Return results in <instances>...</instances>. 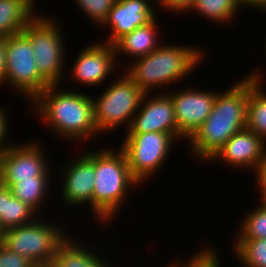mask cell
Wrapping results in <instances>:
<instances>
[{
  "mask_svg": "<svg viewBox=\"0 0 266 267\" xmlns=\"http://www.w3.org/2000/svg\"><path fill=\"white\" fill-rule=\"evenodd\" d=\"M8 114H6V110L0 106V148L4 151L6 148H8L9 146H11L10 144H6L4 143V141L7 139L6 138V134H7V130H8V119L7 116ZM6 144V145H3Z\"/></svg>",
  "mask_w": 266,
  "mask_h": 267,
  "instance_id": "obj_30",
  "label": "cell"
},
{
  "mask_svg": "<svg viewBox=\"0 0 266 267\" xmlns=\"http://www.w3.org/2000/svg\"><path fill=\"white\" fill-rule=\"evenodd\" d=\"M242 6H252L266 10V0H237Z\"/></svg>",
  "mask_w": 266,
  "mask_h": 267,
  "instance_id": "obj_33",
  "label": "cell"
},
{
  "mask_svg": "<svg viewBox=\"0 0 266 267\" xmlns=\"http://www.w3.org/2000/svg\"><path fill=\"white\" fill-rule=\"evenodd\" d=\"M3 232L4 231L0 227V244H2V241H3Z\"/></svg>",
  "mask_w": 266,
  "mask_h": 267,
  "instance_id": "obj_36",
  "label": "cell"
},
{
  "mask_svg": "<svg viewBox=\"0 0 266 267\" xmlns=\"http://www.w3.org/2000/svg\"><path fill=\"white\" fill-rule=\"evenodd\" d=\"M58 26L50 17L36 15L23 30L31 41L39 74L50 85L60 83L65 68V45Z\"/></svg>",
  "mask_w": 266,
  "mask_h": 267,
  "instance_id": "obj_8",
  "label": "cell"
},
{
  "mask_svg": "<svg viewBox=\"0 0 266 267\" xmlns=\"http://www.w3.org/2000/svg\"><path fill=\"white\" fill-rule=\"evenodd\" d=\"M26 3H28L33 9H34V0H24Z\"/></svg>",
  "mask_w": 266,
  "mask_h": 267,
  "instance_id": "obj_35",
  "label": "cell"
},
{
  "mask_svg": "<svg viewBox=\"0 0 266 267\" xmlns=\"http://www.w3.org/2000/svg\"><path fill=\"white\" fill-rule=\"evenodd\" d=\"M81 156V157H80ZM79 158L70 162L63 172L65 177L62 187V199L67 205L79 206L90 204L92 208V196L95 182L94 151L85 152Z\"/></svg>",
  "mask_w": 266,
  "mask_h": 267,
  "instance_id": "obj_13",
  "label": "cell"
},
{
  "mask_svg": "<svg viewBox=\"0 0 266 267\" xmlns=\"http://www.w3.org/2000/svg\"><path fill=\"white\" fill-rule=\"evenodd\" d=\"M0 267H37L26 257L10 251L0 244Z\"/></svg>",
  "mask_w": 266,
  "mask_h": 267,
  "instance_id": "obj_28",
  "label": "cell"
},
{
  "mask_svg": "<svg viewBox=\"0 0 266 267\" xmlns=\"http://www.w3.org/2000/svg\"><path fill=\"white\" fill-rule=\"evenodd\" d=\"M259 71L250 75V91L247 103L246 129L266 142V93L261 86Z\"/></svg>",
  "mask_w": 266,
  "mask_h": 267,
  "instance_id": "obj_18",
  "label": "cell"
},
{
  "mask_svg": "<svg viewBox=\"0 0 266 267\" xmlns=\"http://www.w3.org/2000/svg\"><path fill=\"white\" fill-rule=\"evenodd\" d=\"M58 87V84L49 85L32 100L38 117L64 139L80 141L97 135L93 96L74 90L58 91Z\"/></svg>",
  "mask_w": 266,
  "mask_h": 267,
  "instance_id": "obj_2",
  "label": "cell"
},
{
  "mask_svg": "<svg viewBox=\"0 0 266 267\" xmlns=\"http://www.w3.org/2000/svg\"><path fill=\"white\" fill-rule=\"evenodd\" d=\"M237 239L266 238V210L256 207L251 210L242 221Z\"/></svg>",
  "mask_w": 266,
  "mask_h": 267,
  "instance_id": "obj_25",
  "label": "cell"
},
{
  "mask_svg": "<svg viewBox=\"0 0 266 267\" xmlns=\"http://www.w3.org/2000/svg\"><path fill=\"white\" fill-rule=\"evenodd\" d=\"M260 194H261V208H263L264 210H266V190H260Z\"/></svg>",
  "mask_w": 266,
  "mask_h": 267,
  "instance_id": "obj_34",
  "label": "cell"
},
{
  "mask_svg": "<svg viewBox=\"0 0 266 267\" xmlns=\"http://www.w3.org/2000/svg\"><path fill=\"white\" fill-rule=\"evenodd\" d=\"M249 91L250 74L224 93L217 92L211 113L187 140L194 156L210 161L235 133L245 129Z\"/></svg>",
  "mask_w": 266,
  "mask_h": 267,
  "instance_id": "obj_1",
  "label": "cell"
},
{
  "mask_svg": "<svg viewBox=\"0 0 266 267\" xmlns=\"http://www.w3.org/2000/svg\"><path fill=\"white\" fill-rule=\"evenodd\" d=\"M94 103V121L97 131H113V128L127 123L129 129L145 93L133 80L123 73ZM127 121V122H126Z\"/></svg>",
  "mask_w": 266,
  "mask_h": 267,
  "instance_id": "obj_6",
  "label": "cell"
},
{
  "mask_svg": "<svg viewBox=\"0 0 266 267\" xmlns=\"http://www.w3.org/2000/svg\"><path fill=\"white\" fill-rule=\"evenodd\" d=\"M201 52L191 46L160 44L148 55L136 58L125 72L144 93H150L156 85L172 84L187 77L201 62Z\"/></svg>",
  "mask_w": 266,
  "mask_h": 267,
  "instance_id": "obj_4",
  "label": "cell"
},
{
  "mask_svg": "<svg viewBox=\"0 0 266 267\" xmlns=\"http://www.w3.org/2000/svg\"><path fill=\"white\" fill-rule=\"evenodd\" d=\"M195 0H156L155 3L160 4V6L165 7L167 10L173 12L182 13L187 11ZM181 11V12H180Z\"/></svg>",
  "mask_w": 266,
  "mask_h": 267,
  "instance_id": "obj_29",
  "label": "cell"
},
{
  "mask_svg": "<svg viewBox=\"0 0 266 267\" xmlns=\"http://www.w3.org/2000/svg\"><path fill=\"white\" fill-rule=\"evenodd\" d=\"M38 143L9 146L1 156L0 182L10 187L19 180L33 179L37 176H50L51 171ZM49 170V171H48Z\"/></svg>",
  "mask_w": 266,
  "mask_h": 267,
  "instance_id": "obj_10",
  "label": "cell"
},
{
  "mask_svg": "<svg viewBox=\"0 0 266 267\" xmlns=\"http://www.w3.org/2000/svg\"><path fill=\"white\" fill-rule=\"evenodd\" d=\"M116 53L108 43L92 44L84 48L75 60L73 77L84 85H99L115 69Z\"/></svg>",
  "mask_w": 266,
  "mask_h": 267,
  "instance_id": "obj_15",
  "label": "cell"
},
{
  "mask_svg": "<svg viewBox=\"0 0 266 267\" xmlns=\"http://www.w3.org/2000/svg\"><path fill=\"white\" fill-rule=\"evenodd\" d=\"M3 150L0 148V174H1V156H2Z\"/></svg>",
  "mask_w": 266,
  "mask_h": 267,
  "instance_id": "obj_37",
  "label": "cell"
},
{
  "mask_svg": "<svg viewBox=\"0 0 266 267\" xmlns=\"http://www.w3.org/2000/svg\"><path fill=\"white\" fill-rule=\"evenodd\" d=\"M5 82L31 101L50 85L39 74L31 41L24 32L5 37Z\"/></svg>",
  "mask_w": 266,
  "mask_h": 267,
  "instance_id": "obj_7",
  "label": "cell"
},
{
  "mask_svg": "<svg viewBox=\"0 0 266 267\" xmlns=\"http://www.w3.org/2000/svg\"><path fill=\"white\" fill-rule=\"evenodd\" d=\"M34 10L24 0H0V36L23 32L36 16Z\"/></svg>",
  "mask_w": 266,
  "mask_h": 267,
  "instance_id": "obj_20",
  "label": "cell"
},
{
  "mask_svg": "<svg viewBox=\"0 0 266 267\" xmlns=\"http://www.w3.org/2000/svg\"><path fill=\"white\" fill-rule=\"evenodd\" d=\"M5 78V37L0 36V84Z\"/></svg>",
  "mask_w": 266,
  "mask_h": 267,
  "instance_id": "obj_32",
  "label": "cell"
},
{
  "mask_svg": "<svg viewBox=\"0 0 266 267\" xmlns=\"http://www.w3.org/2000/svg\"><path fill=\"white\" fill-rule=\"evenodd\" d=\"M76 5L83 9V13L93 19L99 25H103L107 20L109 11L114 6L116 0H75Z\"/></svg>",
  "mask_w": 266,
  "mask_h": 267,
  "instance_id": "obj_26",
  "label": "cell"
},
{
  "mask_svg": "<svg viewBox=\"0 0 266 267\" xmlns=\"http://www.w3.org/2000/svg\"><path fill=\"white\" fill-rule=\"evenodd\" d=\"M236 240L233 253L244 267H266V238Z\"/></svg>",
  "mask_w": 266,
  "mask_h": 267,
  "instance_id": "obj_24",
  "label": "cell"
},
{
  "mask_svg": "<svg viewBox=\"0 0 266 267\" xmlns=\"http://www.w3.org/2000/svg\"><path fill=\"white\" fill-rule=\"evenodd\" d=\"M240 6L237 0H195L187 11L194 10L214 22L224 23L236 17Z\"/></svg>",
  "mask_w": 266,
  "mask_h": 267,
  "instance_id": "obj_23",
  "label": "cell"
},
{
  "mask_svg": "<svg viewBox=\"0 0 266 267\" xmlns=\"http://www.w3.org/2000/svg\"><path fill=\"white\" fill-rule=\"evenodd\" d=\"M265 154L266 142L245 128L235 133L210 160L221 159L232 167L255 170Z\"/></svg>",
  "mask_w": 266,
  "mask_h": 267,
  "instance_id": "obj_16",
  "label": "cell"
},
{
  "mask_svg": "<svg viewBox=\"0 0 266 267\" xmlns=\"http://www.w3.org/2000/svg\"><path fill=\"white\" fill-rule=\"evenodd\" d=\"M95 182L92 212L105 222L116 216L129 188L141 184L131 175L124 152L105 149L94 152Z\"/></svg>",
  "mask_w": 266,
  "mask_h": 267,
  "instance_id": "obj_3",
  "label": "cell"
},
{
  "mask_svg": "<svg viewBox=\"0 0 266 267\" xmlns=\"http://www.w3.org/2000/svg\"><path fill=\"white\" fill-rule=\"evenodd\" d=\"M49 181V176H37L33 179L19 180V182L13 183L10 189L14 197L37 212L48 192Z\"/></svg>",
  "mask_w": 266,
  "mask_h": 267,
  "instance_id": "obj_22",
  "label": "cell"
},
{
  "mask_svg": "<svg viewBox=\"0 0 266 267\" xmlns=\"http://www.w3.org/2000/svg\"><path fill=\"white\" fill-rule=\"evenodd\" d=\"M190 261V262H189ZM188 263L184 265L171 264L169 267H219V259L216 255V252L213 249H208L205 247L204 249H200L191 259H189Z\"/></svg>",
  "mask_w": 266,
  "mask_h": 267,
  "instance_id": "obj_27",
  "label": "cell"
},
{
  "mask_svg": "<svg viewBox=\"0 0 266 267\" xmlns=\"http://www.w3.org/2000/svg\"><path fill=\"white\" fill-rule=\"evenodd\" d=\"M148 95L149 93H145L143 96L140 107L126 133L161 132L170 134L175 140L183 139L184 137L177 129L171 97L167 94L146 99Z\"/></svg>",
  "mask_w": 266,
  "mask_h": 267,
  "instance_id": "obj_12",
  "label": "cell"
},
{
  "mask_svg": "<svg viewBox=\"0 0 266 267\" xmlns=\"http://www.w3.org/2000/svg\"><path fill=\"white\" fill-rule=\"evenodd\" d=\"M156 18L149 24L135 28L131 33L125 34L114 44L116 57L120 51L133 59L143 57L156 50L160 44L157 39V22ZM159 40V41H157Z\"/></svg>",
  "mask_w": 266,
  "mask_h": 267,
  "instance_id": "obj_17",
  "label": "cell"
},
{
  "mask_svg": "<svg viewBox=\"0 0 266 267\" xmlns=\"http://www.w3.org/2000/svg\"><path fill=\"white\" fill-rule=\"evenodd\" d=\"M256 172V176H257V180H258V184L260 190H266V154L263 158V160L257 165L255 171Z\"/></svg>",
  "mask_w": 266,
  "mask_h": 267,
  "instance_id": "obj_31",
  "label": "cell"
},
{
  "mask_svg": "<svg viewBox=\"0 0 266 267\" xmlns=\"http://www.w3.org/2000/svg\"><path fill=\"white\" fill-rule=\"evenodd\" d=\"M176 141L161 132L127 133L120 149L124 152L131 175L141 184L162 166Z\"/></svg>",
  "mask_w": 266,
  "mask_h": 267,
  "instance_id": "obj_9",
  "label": "cell"
},
{
  "mask_svg": "<svg viewBox=\"0 0 266 267\" xmlns=\"http://www.w3.org/2000/svg\"><path fill=\"white\" fill-rule=\"evenodd\" d=\"M3 232L2 244L10 251L26 257L37 267H48L60 244L67 238L60 227L36 221Z\"/></svg>",
  "mask_w": 266,
  "mask_h": 267,
  "instance_id": "obj_5",
  "label": "cell"
},
{
  "mask_svg": "<svg viewBox=\"0 0 266 267\" xmlns=\"http://www.w3.org/2000/svg\"><path fill=\"white\" fill-rule=\"evenodd\" d=\"M194 89L168 94L173 102L177 129L184 139H190L212 111L216 92Z\"/></svg>",
  "mask_w": 266,
  "mask_h": 267,
  "instance_id": "obj_11",
  "label": "cell"
},
{
  "mask_svg": "<svg viewBox=\"0 0 266 267\" xmlns=\"http://www.w3.org/2000/svg\"><path fill=\"white\" fill-rule=\"evenodd\" d=\"M154 2L156 0H116L103 24L104 27L107 25L112 29L111 36L105 43L113 45L135 28L152 22L157 17L154 7L150 5Z\"/></svg>",
  "mask_w": 266,
  "mask_h": 267,
  "instance_id": "obj_14",
  "label": "cell"
},
{
  "mask_svg": "<svg viewBox=\"0 0 266 267\" xmlns=\"http://www.w3.org/2000/svg\"><path fill=\"white\" fill-rule=\"evenodd\" d=\"M67 237L58 247L55 257L48 267H109L93 251L74 244V240ZM103 260V261H102ZM104 262V263H103Z\"/></svg>",
  "mask_w": 266,
  "mask_h": 267,
  "instance_id": "obj_19",
  "label": "cell"
},
{
  "mask_svg": "<svg viewBox=\"0 0 266 267\" xmlns=\"http://www.w3.org/2000/svg\"><path fill=\"white\" fill-rule=\"evenodd\" d=\"M37 214L31 207L12 195L0 182V227L3 231L32 222Z\"/></svg>",
  "mask_w": 266,
  "mask_h": 267,
  "instance_id": "obj_21",
  "label": "cell"
}]
</instances>
